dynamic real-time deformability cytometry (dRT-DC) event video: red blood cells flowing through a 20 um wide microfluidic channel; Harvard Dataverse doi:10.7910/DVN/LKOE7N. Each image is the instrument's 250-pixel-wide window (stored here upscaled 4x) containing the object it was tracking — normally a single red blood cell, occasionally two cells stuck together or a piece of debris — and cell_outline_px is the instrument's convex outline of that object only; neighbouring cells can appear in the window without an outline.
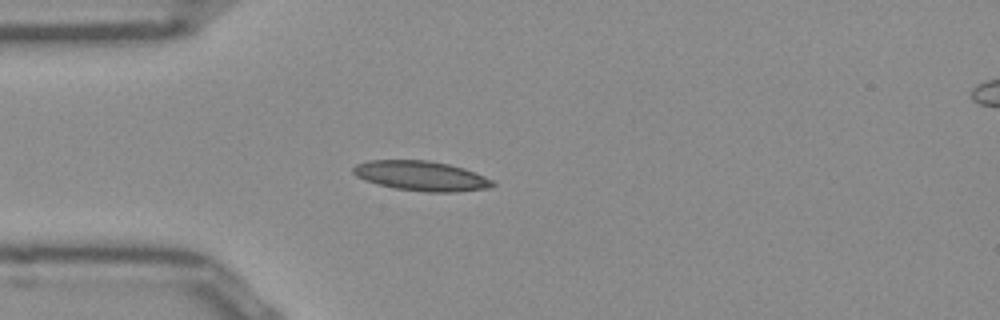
{"species": "Egyptian fruit bat (a non-hibernating species)", "species_latin": "Rousettus aegyptiacus", "temperature_condition": "room temperature", "stored_images_in_passage": 39, "camera_frame_rate_fps": 3000, "um_per_image_px": 0.085, "frame": {"image": 1, "passage_image": 1, "time_ms": 0.0, "image_size_px": [1000, 320], "cell_outline_px": [[496, 184], [492, 188], [456, 192], [428, 192], [396, 188], [364, 180], [356, 176], [352, 172], [352, 168], [356, 164], [368, 160], [428, 160], [448, 164], [464, 168], [484, 176], [492, 180]], "centroid_in_image_um": [35.82, 14.95], "position_along_channel_um": 49.2, "area_um2": 24.22}}
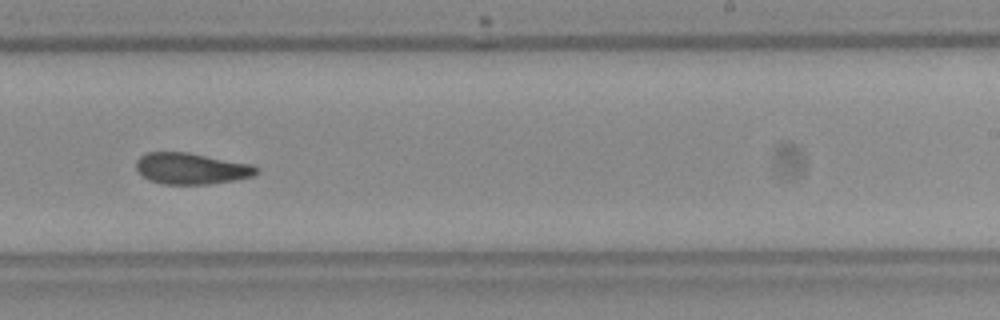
{"frame": {"image": 2, "passage_image": 19, "time_ms": 6.0, "image_size_px": [1000, 320], "cell_outline_px": [[260, 172], [256, 176], [208, 184], [164, 184], [148, 180], [136, 168], [136, 160], [140, 156], [148, 152], [188, 152], [252, 164], [260, 168]], "centroid_in_image_um": [16.3, 14.32], "position_along_channel_um": 272.7, "area_um2": 22.02}}
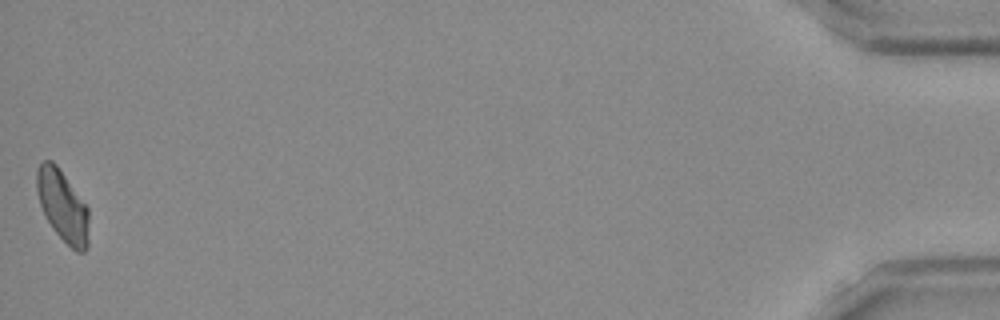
{"frame": {"image": 3, "passage_image": 39, "time_ms": 12.667, "image_size_px": [1000, 320], "cell_outline_px": [[88, 248], [84, 252], [76, 252], [52, 228], [44, 216], [36, 192], [36, 172], [40, 164], [44, 160], [52, 160], [56, 164], [88, 208]], "centroid_in_image_um": [5.31, 17.51], "position_along_channel_um": 429.9, "area_um2": 21.56}, "authors_computed_cell_mechanics": {"area_um2": 22.0218, "velocity_mm_per_s": 3.8813, "shape_relaxation_time_tau1_ms": 8.0023, "shape_relaxation_time_tau2_ms": 3.9801, "deformation_change_tau1": 0.1783, "deformation_change_tau2": 0.1009}}